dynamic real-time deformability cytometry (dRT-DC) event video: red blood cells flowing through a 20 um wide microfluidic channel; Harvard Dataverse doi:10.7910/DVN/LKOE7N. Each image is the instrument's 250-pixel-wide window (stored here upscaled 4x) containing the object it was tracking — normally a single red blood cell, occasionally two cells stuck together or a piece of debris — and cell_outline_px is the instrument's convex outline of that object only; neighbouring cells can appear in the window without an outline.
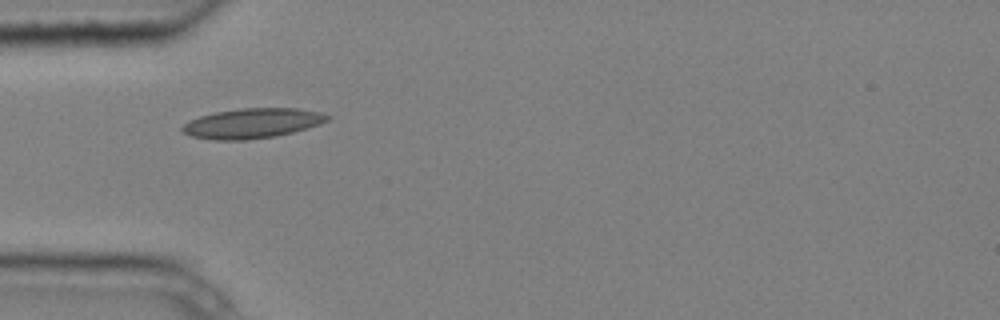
{"species": "common noctule bat (a hibernating species)", "species_latin": "Nyctalus noctula", "temperature_condition": "cold", "stored_images_in_passage": 3, "camera_frame_rate_fps": 3000, "um_per_image_px": 0.085, "animal": {"sex": "male", "body_mass_g": 20.4}, "frame": {"image": 1, "passage_image": 1, "time_ms": 0.0, "image_size_px": [1000, 320], "cell_outline_px": [[332, 116], [328, 120], [320, 124], [292, 132], [276, 136], [244, 140], [212, 140], [192, 136], [184, 132], [180, 128], [188, 120], [200, 116], [216, 112], [240, 108], [296, 108], [324, 112]], "centroid_in_image_um": [21.46, 10.47], "position_along_channel_um": 63.5, "area_um2": 25.37}}
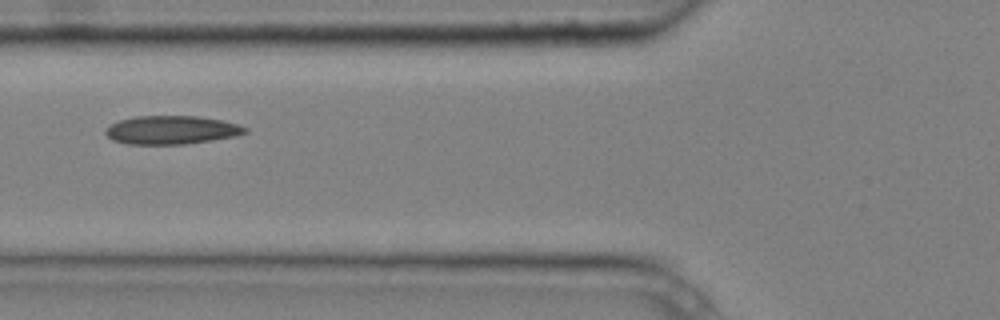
{"frame": {"image": 2, "passage_image": 2, "time_ms": 0.333, "image_size_px": [1000, 320], "cell_outline_px": [[248, 132], [236, 136], [212, 140], [184, 144], [128, 144], [112, 140], [104, 132], [104, 128], [120, 120], [136, 116], [196, 116], [224, 120], [240, 124], [248, 128]], "centroid_in_image_um": [14.61, 11.04], "position_along_channel_um": 111.2, "area_um2": 23.29}}
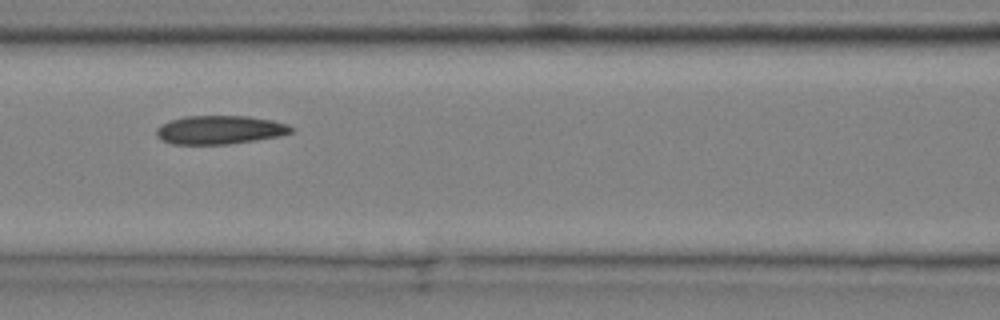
{"frame": {"image": 3, "passage_image": 3, "time_ms": 0.667, "image_size_px": [1000, 320], "cell_outline_px": [[296, 128], [292, 132], [280, 136], [256, 140], [228, 144], [172, 144], [160, 140], [156, 136], [156, 128], [160, 124], [184, 116], [248, 116], [272, 120], [288, 124]], "centroid_in_image_um": [18.68, 11.04], "position_along_channel_um": 147.9, "area_um2": 22.66}}